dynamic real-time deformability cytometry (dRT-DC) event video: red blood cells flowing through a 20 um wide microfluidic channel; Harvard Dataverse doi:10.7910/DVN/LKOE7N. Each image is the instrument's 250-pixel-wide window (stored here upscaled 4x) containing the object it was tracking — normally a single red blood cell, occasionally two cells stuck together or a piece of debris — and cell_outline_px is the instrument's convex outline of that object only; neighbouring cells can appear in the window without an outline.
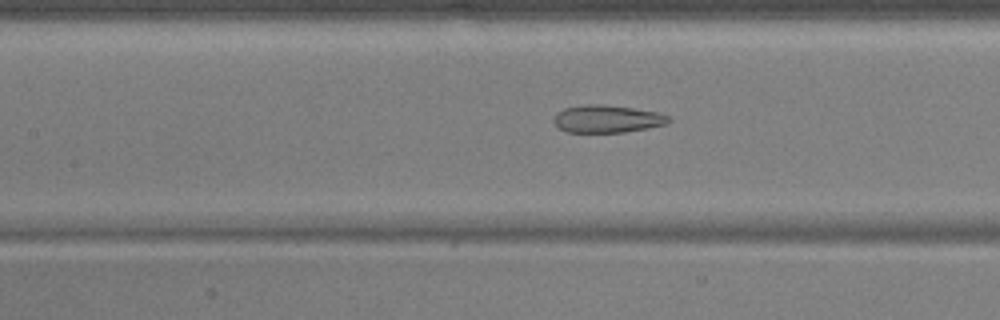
{"species": "common noctule bat (a hibernating species)", "species_latin": "Nyctalus noctula", "temperature_condition": "warm", "stored_images_in_passage": 54, "camera_frame_rate_fps": 3000, "um_per_image_px": 0.085, "animal": {"sex": "male", "body_mass_g": 17.9, "forearm_length_mm": 54.2}, "frame": {"image": 1, "passage_image": 25, "time_ms": 8.0, "image_size_px": [1000, 320], "cell_outline_px": [[672, 120], [668, 124], [648, 128], [624, 132], [568, 132], [560, 128], [552, 120], [556, 112], [564, 108], [584, 104], [604, 104], [632, 108], [656, 112], [668, 116]], "centroid_in_image_um": [51.6, 10.1], "position_along_channel_um": 155.8, "area_um2": 18.5}}
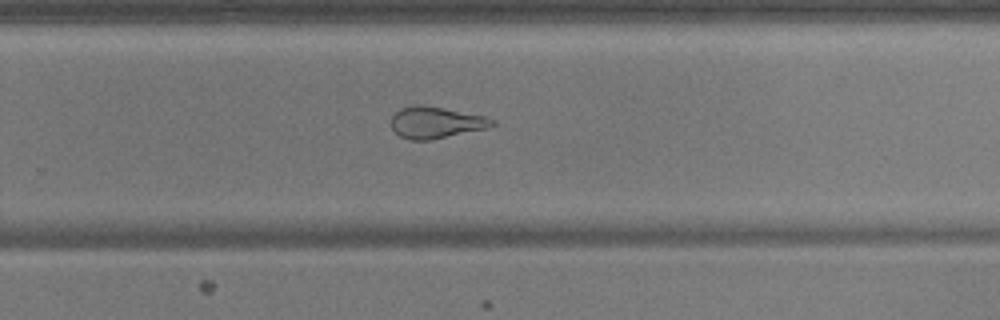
{"frame": {"image": 2, "passage_image": 36, "time_ms": 11.667, "image_size_px": [1000, 320], "cell_outline_px": [[496, 124], [488, 128], [428, 140], [412, 140], [400, 136], [392, 128], [392, 116], [400, 108], [444, 108], [484, 116], [496, 120]], "centroid_in_image_um": [37.11, 10.45], "position_along_channel_um": 292.7, "area_um2": 17.74}}
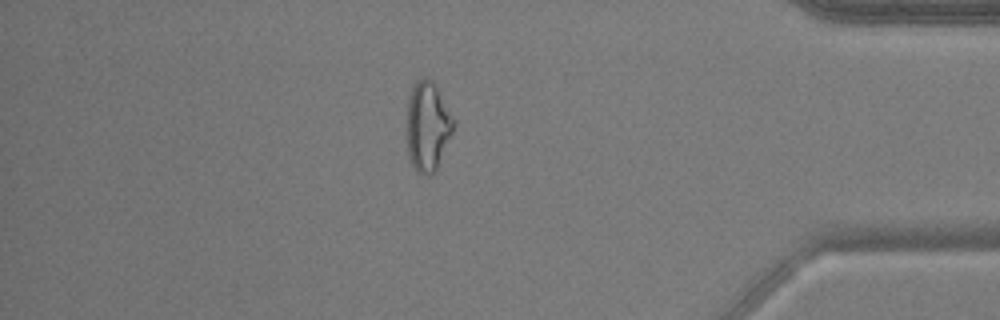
{"frame": {"image": 3, "passage_image": 47, "time_ms": 15.333, "image_size_px": [1000, 320], "cell_outline_px": [[452, 132], [436, 168], [432, 176], [428, 176], [416, 172], [408, 156], [408, 96], [412, 88], [424, 76], [432, 80], [452, 116]], "centroid_in_image_um": [36.32, 10.77], "position_along_channel_um": 398.9, "area_um2": 23.52}, "authors_computed_cell_mechanics": {"area_um2": 23.5824, "velocity_mm_per_s": 3.7514, "shape_relaxation_time_tau1_ms": null, "shape_relaxation_time_tau2_ms": 1.8161, "deformation_change_tau1": null, "deformation_change_tau2": 0.0951}}